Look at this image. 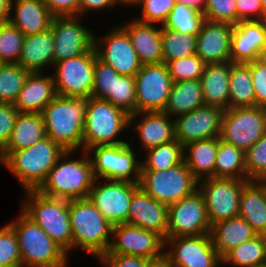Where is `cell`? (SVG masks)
Returning a JSON list of instances; mask_svg holds the SVG:
<instances>
[{
	"mask_svg": "<svg viewBox=\"0 0 266 267\" xmlns=\"http://www.w3.org/2000/svg\"><path fill=\"white\" fill-rule=\"evenodd\" d=\"M134 139L136 138L132 136L127 143L95 146L87 150L95 179L139 183L141 169L139 159L143 154L138 157L137 150L132 144Z\"/></svg>",
	"mask_w": 266,
	"mask_h": 267,
	"instance_id": "obj_8",
	"label": "cell"
},
{
	"mask_svg": "<svg viewBox=\"0 0 266 267\" xmlns=\"http://www.w3.org/2000/svg\"><path fill=\"white\" fill-rule=\"evenodd\" d=\"M266 132V108L238 107L224 110L220 139L246 152Z\"/></svg>",
	"mask_w": 266,
	"mask_h": 267,
	"instance_id": "obj_10",
	"label": "cell"
},
{
	"mask_svg": "<svg viewBox=\"0 0 266 267\" xmlns=\"http://www.w3.org/2000/svg\"><path fill=\"white\" fill-rule=\"evenodd\" d=\"M54 17L79 16L80 0H43Z\"/></svg>",
	"mask_w": 266,
	"mask_h": 267,
	"instance_id": "obj_54",
	"label": "cell"
},
{
	"mask_svg": "<svg viewBox=\"0 0 266 267\" xmlns=\"http://www.w3.org/2000/svg\"><path fill=\"white\" fill-rule=\"evenodd\" d=\"M224 110L213 105H203L175 120V139L183 146L202 139L220 137Z\"/></svg>",
	"mask_w": 266,
	"mask_h": 267,
	"instance_id": "obj_20",
	"label": "cell"
},
{
	"mask_svg": "<svg viewBox=\"0 0 266 267\" xmlns=\"http://www.w3.org/2000/svg\"><path fill=\"white\" fill-rule=\"evenodd\" d=\"M0 267H22L16 233L8 223L0 228Z\"/></svg>",
	"mask_w": 266,
	"mask_h": 267,
	"instance_id": "obj_47",
	"label": "cell"
},
{
	"mask_svg": "<svg viewBox=\"0 0 266 267\" xmlns=\"http://www.w3.org/2000/svg\"><path fill=\"white\" fill-rule=\"evenodd\" d=\"M19 111L10 103H0V152L6 147Z\"/></svg>",
	"mask_w": 266,
	"mask_h": 267,
	"instance_id": "obj_50",
	"label": "cell"
},
{
	"mask_svg": "<svg viewBox=\"0 0 266 267\" xmlns=\"http://www.w3.org/2000/svg\"><path fill=\"white\" fill-rule=\"evenodd\" d=\"M87 104V98L57 95L41 112L46 136L65 151H82Z\"/></svg>",
	"mask_w": 266,
	"mask_h": 267,
	"instance_id": "obj_2",
	"label": "cell"
},
{
	"mask_svg": "<svg viewBox=\"0 0 266 267\" xmlns=\"http://www.w3.org/2000/svg\"><path fill=\"white\" fill-rule=\"evenodd\" d=\"M128 224L156 232L165 240L168 206L155 200L139 187L131 197Z\"/></svg>",
	"mask_w": 266,
	"mask_h": 267,
	"instance_id": "obj_22",
	"label": "cell"
},
{
	"mask_svg": "<svg viewBox=\"0 0 266 267\" xmlns=\"http://www.w3.org/2000/svg\"><path fill=\"white\" fill-rule=\"evenodd\" d=\"M80 152L75 159L76 151H64L37 191L68 201L88 198L95 177L89 154Z\"/></svg>",
	"mask_w": 266,
	"mask_h": 267,
	"instance_id": "obj_1",
	"label": "cell"
},
{
	"mask_svg": "<svg viewBox=\"0 0 266 267\" xmlns=\"http://www.w3.org/2000/svg\"><path fill=\"white\" fill-rule=\"evenodd\" d=\"M96 56L93 46L77 57L55 62L52 77L56 94L62 97H91Z\"/></svg>",
	"mask_w": 266,
	"mask_h": 267,
	"instance_id": "obj_11",
	"label": "cell"
},
{
	"mask_svg": "<svg viewBox=\"0 0 266 267\" xmlns=\"http://www.w3.org/2000/svg\"><path fill=\"white\" fill-rule=\"evenodd\" d=\"M204 105L200 79L173 82L164 113L171 118L191 112Z\"/></svg>",
	"mask_w": 266,
	"mask_h": 267,
	"instance_id": "obj_33",
	"label": "cell"
},
{
	"mask_svg": "<svg viewBox=\"0 0 266 267\" xmlns=\"http://www.w3.org/2000/svg\"><path fill=\"white\" fill-rule=\"evenodd\" d=\"M260 1H261L262 5H263L265 11H266V0H260Z\"/></svg>",
	"mask_w": 266,
	"mask_h": 267,
	"instance_id": "obj_61",
	"label": "cell"
},
{
	"mask_svg": "<svg viewBox=\"0 0 266 267\" xmlns=\"http://www.w3.org/2000/svg\"><path fill=\"white\" fill-rule=\"evenodd\" d=\"M128 115L136 113L135 78L131 76H115L114 94L107 100Z\"/></svg>",
	"mask_w": 266,
	"mask_h": 267,
	"instance_id": "obj_43",
	"label": "cell"
},
{
	"mask_svg": "<svg viewBox=\"0 0 266 267\" xmlns=\"http://www.w3.org/2000/svg\"><path fill=\"white\" fill-rule=\"evenodd\" d=\"M256 235L249 223L239 216L211 225L210 231L213 246L221 258Z\"/></svg>",
	"mask_w": 266,
	"mask_h": 267,
	"instance_id": "obj_31",
	"label": "cell"
},
{
	"mask_svg": "<svg viewBox=\"0 0 266 267\" xmlns=\"http://www.w3.org/2000/svg\"><path fill=\"white\" fill-rule=\"evenodd\" d=\"M220 137L202 139L183 146L184 162L198 180L214 177Z\"/></svg>",
	"mask_w": 266,
	"mask_h": 267,
	"instance_id": "obj_32",
	"label": "cell"
},
{
	"mask_svg": "<svg viewBox=\"0 0 266 267\" xmlns=\"http://www.w3.org/2000/svg\"><path fill=\"white\" fill-rule=\"evenodd\" d=\"M234 25L205 21L196 36V55L206 64L230 62Z\"/></svg>",
	"mask_w": 266,
	"mask_h": 267,
	"instance_id": "obj_23",
	"label": "cell"
},
{
	"mask_svg": "<svg viewBox=\"0 0 266 267\" xmlns=\"http://www.w3.org/2000/svg\"><path fill=\"white\" fill-rule=\"evenodd\" d=\"M138 188L139 183L95 179L88 198L113 226L128 224L131 197Z\"/></svg>",
	"mask_w": 266,
	"mask_h": 267,
	"instance_id": "obj_14",
	"label": "cell"
},
{
	"mask_svg": "<svg viewBox=\"0 0 266 267\" xmlns=\"http://www.w3.org/2000/svg\"><path fill=\"white\" fill-rule=\"evenodd\" d=\"M214 177L247 179L245 152L220 140L216 152Z\"/></svg>",
	"mask_w": 266,
	"mask_h": 267,
	"instance_id": "obj_37",
	"label": "cell"
},
{
	"mask_svg": "<svg viewBox=\"0 0 266 267\" xmlns=\"http://www.w3.org/2000/svg\"><path fill=\"white\" fill-rule=\"evenodd\" d=\"M256 106L250 63L231 62L229 108Z\"/></svg>",
	"mask_w": 266,
	"mask_h": 267,
	"instance_id": "obj_35",
	"label": "cell"
},
{
	"mask_svg": "<svg viewBox=\"0 0 266 267\" xmlns=\"http://www.w3.org/2000/svg\"><path fill=\"white\" fill-rule=\"evenodd\" d=\"M247 180H266V132L245 152Z\"/></svg>",
	"mask_w": 266,
	"mask_h": 267,
	"instance_id": "obj_46",
	"label": "cell"
},
{
	"mask_svg": "<svg viewBox=\"0 0 266 267\" xmlns=\"http://www.w3.org/2000/svg\"><path fill=\"white\" fill-rule=\"evenodd\" d=\"M142 153L146 155L144 159H140V170H166L184 161L183 145L177 139L152 147Z\"/></svg>",
	"mask_w": 266,
	"mask_h": 267,
	"instance_id": "obj_38",
	"label": "cell"
},
{
	"mask_svg": "<svg viewBox=\"0 0 266 267\" xmlns=\"http://www.w3.org/2000/svg\"><path fill=\"white\" fill-rule=\"evenodd\" d=\"M120 26L127 32L142 65L163 63L161 26L137 19Z\"/></svg>",
	"mask_w": 266,
	"mask_h": 267,
	"instance_id": "obj_25",
	"label": "cell"
},
{
	"mask_svg": "<svg viewBox=\"0 0 266 267\" xmlns=\"http://www.w3.org/2000/svg\"><path fill=\"white\" fill-rule=\"evenodd\" d=\"M49 137L33 146L13 152H0V164L16 177L24 191L37 190L64 153Z\"/></svg>",
	"mask_w": 266,
	"mask_h": 267,
	"instance_id": "obj_3",
	"label": "cell"
},
{
	"mask_svg": "<svg viewBox=\"0 0 266 267\" xmlns=\"http://www.w3.org/2000/svg\"><path fill=\"white\" fill-rule=\"evenodd\" d=\"M175 5V0H140L137 7L141 8V15L136 19L143 23L162 26Z\"/></svg>",
	"mask_w": 266,
	"mask_h": 267,
	"instance_id": "obj_48",
	"label": "cell"
},
{
	"mask_svg": "<svg viewBox=\"0 0 266 267\" xmlns=\"http://www.w3.org/2000/svg\"><path fill=\"white\" fill-rule=\"evenodd\" d=\"M83 20L84 17L79 16L53 17L50 28L54 40V64L84 54L94 46L95 31L87 28Z\"/></svg>",
	"mask_w": 266,
	"mask_h": 267,
	"instance_id": "obj_18",
	"label": "cell"
},
{
	"mask_svg": "<svg viewBox=\"0 0 266 267\" xmlns=\"http://www.w3.org/2000/svg\"><path fill=\"white\" fill-rule=\"evenodd\" d=\"M237 23L240 21L266 20V11L260 0H236Z\"/></svg>",
	"mask_w": 266,
	"mask_h": 267,
	"instance_id": "obj_52",
	"label": "cell"
},
{
	"mask_svg": "<svg viewBox=\"0 0 266 267\" xmlns=\"http://www.w3.org/2000/svg\"><path fill=\"white\" fill-rule=\"evenodd\" d=\"M173 82L200 79L206 63L196 54L175 59L167 64Z\"/></svg>",
	"mask_w": 266,
	"mask_h": 267,
	"instance_id": "obj_45",
	"label": "cell"
},
{
	"mask_svg": "<svg viewBox=\"0 0 266 267\" xmlns=\"http://www.w3.org/2000/svg\"><path fill=\"white\" fill-rule=\"evenodd\" d=\"M230 62L206 64L200 77L205 105L229 109Z\"/></svg>",
	"mask_w": 266,
	"mask_h": 267,
	"instance_id": "obj_30",
	"label": "cell"
},
{
	"mask_svg": "<svg viewBox=\"0 0 266 267\" xmlns=\"http://www.w3.org/2000/svg\"><path fill=\"white\" fill-rule=\"evenodd\" d=\"M69 219L73 249L80 248L96 260L108 251L113 225L89 198L69 201Z\"/></svg>",
	"mask_w": 266,
	"mask_h": 267,
	"instance_id": "obj_5",
	"label": "cell"
},
{
	"mask_svg": "<svg viewBox=\"0 0 266 267\" xmlns=\"http://www.w3.org/2000/svg\"><path fill=\"white\" fill-rule=\"evenodd\" d=\"M8 224L14 229L22 267H67L68 254L22 211Z\"/></svg>",
	"mask_w": 266,
	"mask_h": 267,
	"instance_id": "obj_6",
	"label": "cell"
},
{
	"mask_svg": "<svg viewBox=\"0 0 266 267\" xmlns=\"http://www.w3.org/2000/svg\"><path fill=\"white\" fill-rule=\"evenodd\" d=\"M28 74L17 63H0V103L14 104Z\"/></svg>",
	"mask_w": 266,
	"mask_h": 267,
	"instance_id": "obj_41",
	"label": "cell"
},
{
	"mask_svg": "<svg viewBox=\"0 0 266 267\" xmlns=\"http://www.w3.org/2000/svg\"><path fill=\"white\" fill-rule=\"evenodd\" d=\"M256 106L266 108V64L259 60L250 62Z\"/></svg>",
	"mask_w": 266,
	"mask_h": 267,
	"instance_id": "obj_51",
	"label": "cell"
},
{
	"mask_svg": "<svg viewBox=\"0 0 266 267\" xmlns=\"http://www.w3.org/2000/svg\"><path fill=\"white\" fill-rule=\"evenodd\" d=\"M11 0H0V24L9 22Z\"/></svg>",
	"mask_w": 266,
	"mask_h": 267,
	"instance_id": "obj_56",
	"label": "cell"
},
{
	"mask_svg": "<svg viewBox=\"0 0 266 267\" xmlns=\"http://www.w3.org/2000/svg\"><path fill=\"white\" fill-rule=\"evenodd\" d=\"M25 36L9 22L0 24V63H17Z\"/></svg>",
	"mask_w": 266,
	"mask_h": 267,
	"instance_id": "obj_42",
	"label": "cell"
},
{
	"mask_svg": "<svg viewBox=\"0 0 266 267\" xmlns=\"http://www.w3.org/2000/svg\"><path fill=\"white\" fill-rule=\"evenodd\" d=\"M99 37L94 33L97 57L120 75L135 77L142 64L127 32L118 24Z\"/></svg>",
	"mask_w": 266,
	"mask_h": 267,
	"instance_id": "obj_17",
	"label": "cell"
},
{
	"mask_svg": "<svg viewBox=\"0 0 266 267\" xmlns=\"http://www.w3.org/2000/svg\"><path fill=\"white\" fill-rule=\"evenodd\" d=\"M236 0H207L203 10L205 19L210 22L237 24Z\"/></svg>",
	"mask_w": 266,
	"mask_h": 267,
	"instance_id": "obj_49",
	"label": "cell"
},
{
	"mask_svg": "<svg viewBox=\"0 0 266 267\" xmlns=\"http://www.w3.org/2000/svg\"><path fill=\"white\" fill-rule=\"evenodd\" d=\"M116 6H138L140 3V0H114Z\"/></svg>",
	"mask_w": 266,
	"mask_h": 267,
	"instance_id": "obj_59",
	"label": "cell"
},
{
	"mask_svg": "<svg viewBox=\"0 0 266 267\" xmlns=\"http://www.w3.org/2000/svg\"><path fill=\"white\" fill-rule=\"evenodd\" d=\"M164 255L172 267H221L222 265V258L215 250L210 234L166 238Z\"/></svg>",
	"mask_w": 266,
	"mask_h": 267,
	"instance_id": "obj_13",
	"label": "cell"
},
{
	"mask_svg": "<svg viewBox=\"0 0 266 267\" xmlns=\"http://www.w3.org/2000/svg\"><path fill=\"white\" fill-rule=\"evenodd\" d=\"M116 7L114 0H80L79 17L88 15V12L112 9Z\"/></svg>",
	"mask_w": 266,
	"mask_h": 267,
	"instance_id": "obj_55",
	"label": "cell"
},
{
	"mask_svg": "<svg viewBox=\"0 0 266 267\" xmlns=\"http://www.w3.org/2000/svg\"><path fill=\"white\" fill-rule=\"evenodd\" d=\"M21 211L59 245L70 257L73 233L69 219V201L53 198L37 190H27Z\"/></svg>",
	"mask_w": 266,
	"mask_h": 267,
	"instance_id": "obj_4",
	"label": "cell"
},
{
	"mask_svg": "<svg viewBox=\"0 0 266 267\" xmlns=\"http://www.w3.org/2000/svg\"><path fill=\"white\" fill-rule=\"evenodd\" d=\"M210 231L206 205L199 190L168 206L167 238L208 235Z\"/></svg>",
	"mask_w": 266,
	"mask_h": 267,
	"instance_id": "obj_16",
	"label": "cell"
},
{
	"mask_svg": "<svg viewBox=\"0 0 266 267\" xmlns=\"http://www.w3.org/2000/svg\"><path fill=\"white\" fill-rule=\"evenodd\" d=\"M120 74L97 56L94 63V84L91 97L108 100L114 94L115 76Z\"/></svg>",
	"mask_w": 266,
	"mask_h": 267,
	"instance_id": "obj_44",
	"label": "cell"
},
{
	"mask_svg": "<svg viewBox=\"0 0 266 267\" xmlns=\"http://www.w3.org/2000/svg\"><path fill=\"white\" fill-rule=\"evenodd\" d=\"M258 60L261 61L262 63L266 64V43L261 50V53H260Z\"/></svg>",
	"mask_w": 266,
	"mask_h": 267,
	"instance_id": "obj_60",
	"label": "cell"
},
{
	"mask_svg": "<svg viewBox=\"0 0 266 267\" xmlns=\"http://www.w3.org/2000/svg\"><path fill=\"white\" fill-rule=\"evenodd\" d=\"M266 43V20L240 21L231 36V62L250 63L259 59Z\"/></svg>",
	"mask_w": 266,
	"mask_h": 267,
	"instance_id": "obj_24",
	"label": "cell"
},
{
	"mask_svg": "<svg viewBox=\"0 0 266 267\" xmlns=\"http://www.w3.org/2000/svg\"><path fill=\"white\" fill-rule=\"evenodd\" d=\"M53 34L51 28L30 36H25L20 58L17 62L29 73H44L54 66Z\"/></svg>",
	"mask_w": 266,
	"mask_h": 267,
	"instance_id": "obj_29",
	"label": "cell"
},
{
	"mask_svg": "<svg viewBox=\"0 0 266 267\" xmlns=\"http://www.w3.org/2000/svg\"><path fill=\"white\" fill-rule=\"evenodd\" d=\"M129 128V115L107 100L88 98L87 114L83 127V150L95 146L127 143L121 140L122 131ZM118 138V139H117Z\"/></svg>",
	"mask_w": 266,
	"mask_h": 267,
	"instance_id": "obj_7",
	"label": "cell"
},
{
	"mask_svg": "<svg viewBox=\"0 0 266 267\" xmlns=\"http://www.w3.org/2000/svg\"><path fill=\"white\" fill-rule=\"evenodd\" d=\"M10 12L9 23L24 36L48 30L54 17L43 0H11Z\"/></svg>",
	"mask_w": 266,
	"mask_h": 267,
	"instance_id": "obj_27",
	"label": "cell"
},
{
	"mask_svg": "<svg viewBox=\"0 0 266 267\" xmlns=\"http://www.w3.org/2000/svg\"><path fill=\"white\" fill-rule=\"evenodd\" d=\"M145 267H172L168 258L163 254L156 259H149Z\"/></svg>",
	"mask_w": 266,
	"mask_h": 267,
	"instance_id": "obj_57",
	"label": "cell"
},
{
	"mask_svg": "<svg viewBox=\"0 0 266 267\" xmlns=\"http://www.w3.org/2000/svg\"><path fill=\"white\" fill-rule=\"evenodd\" d=\"M175 1L176 3H182L187 6L193 7L200 12H203L207 3V0H175Z\"/></svg>",
	"mask_w": 266,
	"mask_h": 267,
	"instance_id": "obj_58",
	"label": "cell"
},
{
	"mask_svg": "<svg viewBox=\"0 0 266 267\" xmlns=\"http://www.w3.org/2000/svg\"><path fill=\"white\" fill-rule=\"evenodd\" d=\"M45 137L47 136L41 113H19L9 142L1 152L29 148Z\"/></svg>",
	"mask_w": 266,
	"mask_h": 267,
	"instance_id": "obj_34",
	"label": "cell"
},
{
	"mask_svg": "<svg viewBox=\"0 0 266 267\" xmlns=\"http://www.w3.org/2000/svg\"><path fill=\"white\" fill-rule=\"evenodd\" d=\"M206 21L202 12L182 3H176L161 28L197 36Z\"/></svg>",
	"mask_w": 266,
	"mask_h": 267,
	"instance_id": "obj_40",
	"label": "cell"
},
{
	"mask_svg": "<svg viewBox=\"0 0 266 267\" xmlns=\"http://www.w3.org/2000/svg\"><path fill=\"white\" fill-rule=\"evenodd\" d=\"M105 254L156 259L164 254V239L156 232L127 223L114 225L112 240Z\"/></svg>",
	"mask_w": 266,
	"mask_h": 267,
	"instance_id": "obj_19",
	"label": "cell"
},
{
	"mask_svg": "<svg viewBox=\"0 0 266 267\" xmlns=\"http://www.w3.org/2000/svg\"><path fill=\"white\" fill-rule=\"evenodd\" d=\"M163 63L196 54V36L161 28Z\"/></svg>",
	"mask_w": 266,
	"mask_h": 267,
	"instance_id": "obj_39",
	"label": "cell"
},
{
	"mask_svg": "<svg viewBox=\"0 0 266 267\" xmlns=\"http://www.w3.org/2000/svg\"><path fill=\"white\" fill-rule=\"evenodd\" d=\"M139 187L169 206L198 190V180L183 161L166 170H140Z\"/></svg>",
	"mask_w": 266,
	"mask_h": 267,
	"instance_id": "obj_9",
	"label": "cell"
},
{
	"mask_svg": "<svg viewBox=\"0 0 266 267\" xmlns=\"http://www.w3.org/2000/svg\"><path fill=\"white\" fill-rule=\"evenodd\" d=\"M238 216L260 235H266V180H249L239 200Z\"/></svg>",
	"mask_w": 266,
	"mask_h": 267,
	"instance_id": "obj_28",
	"label": "cell"
},
{
	"mask_svg": "<svg viewBox=\"0 0 266 267\" xmlns=\"http://www.w3.org/2000/svg\"><path fill=\"white\" fill-rule=\"evenodd\" d=\"M148 260L133 255L103 254L98 263L102 267H145Z\"/></svg>",
	"mask_w": 266,
	"mask_h": 267,
	"instance_id": "obj_53",
	"label": "cell"
},
{
	"mask_svg": "<svg viewBox=\"0 0 266 267\" xmlns=\"http://www.w3.org/2000/svg\"><path fill=\"white\" fill-rule=\"evenodd\" d=\"M129 128L137 132L139 150L142 148L143 152L175 140V120L163 111L131 114L129 115Z\"/></svg>",
	"mask_w": 266,
	"mask_h": 267,
	"instance_id": "obj_21",
	"label": "cell"
},
{
	"mask_svg": "<svg viewBox=\"0 0 266 267\" xmlns=\"http://www.w3.org/2000/svg\"><path fill=\"white\" fill-rule=\"evenodd\" d=\"M222 264L231 267H262L266 265V235L257 234L252 239L230 250Z\"/></svg>",
	"mask_w": 266,
	"mask_h": 267,
	"instance_id": "obj_36",
	"label": "cell"
},
{
	"mask_svg": "<svg viewBox=\"0 0 266 267\" xmlns=\"http://www.w3.org/2000/svg\"><path fill=\"white\" fill-rule=\"evenodd\" d=\"M248 181L216 177L198 181L211 225L238 216L241 191Z\"/></svg>",
	"mask_w": 266,
	"mask_h": 267,
	"instance_id": "obj_12",
	"label": "cell"
},
{
	"mask_svg": "<svg viewBox=\"0 0 266 267\" xmlns=\"http://www.w3.org/2000/svg\"><path fill=\"white\" fill-rule=\"evenodd\" d=\"M46 75L43 73L28 74L13 104L19 113H41L57 96L52 74Z\"/></svg>",
	"mask_w": 266,
	"mask_h": 267,
	"instance_id": "obj_26",
	"label": "cell"
},
{
	"mask_svg": "<svg viewBox=\"0 0 266 267\" xmlns=\"http://www.w3.org/2000/svg\"><path fill=\"white\" fill-rule=\"evenodd\" d=\"M134 78L136 113L164 111L173 85L167 65H142Z\"/></svg>",
	"mask_w": 266,
	"mask_h": 267,
	"instance_id": "obj_15",
	"label": "cell"
}]
</instances>
